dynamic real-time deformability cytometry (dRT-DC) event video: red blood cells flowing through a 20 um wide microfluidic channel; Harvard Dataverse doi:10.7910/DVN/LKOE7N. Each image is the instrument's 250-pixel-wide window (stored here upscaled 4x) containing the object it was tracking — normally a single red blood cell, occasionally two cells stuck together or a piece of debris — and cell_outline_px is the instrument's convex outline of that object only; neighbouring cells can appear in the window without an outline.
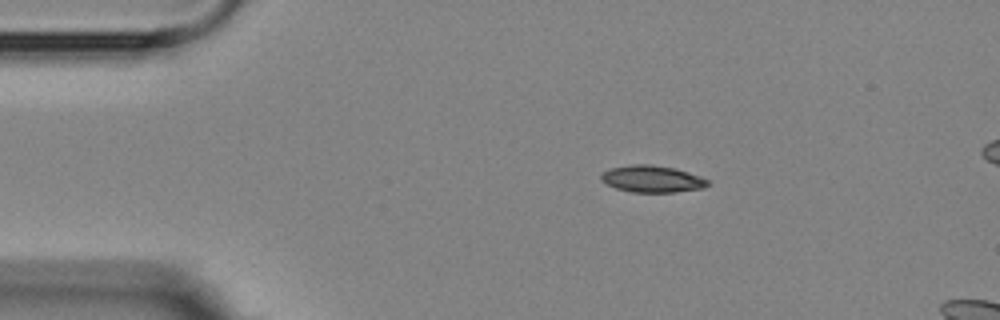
{"species": "Egyptian fruit bat (a non-hibernating species)", "species_latin": "Rousettus aegyptiacus", "temperature_condition": "room temperature", "stored_images_in_passage": 3, "camera_frame_rate_fps": 3000, "um_per_image_px": 0.085, "animal": {"sex": "female"}, "frame": {"image": 1, "passage_image": 1, "time_ms": 0.0, "image_size_px": [1000, 320], "cell_outline_px": [[708, 184], [704, 188], [676, 192], [632, 192], [616, 188], [600, 180], [600, 176], [604, 172], [612, 168], [632, 164], [652, 164], [676, 168], [700, 176], [708, 180]], "centroid_in_image_um": [55.45, 15.2], "position_along_channel_um": 29.6, "area_um2": 16.65}}